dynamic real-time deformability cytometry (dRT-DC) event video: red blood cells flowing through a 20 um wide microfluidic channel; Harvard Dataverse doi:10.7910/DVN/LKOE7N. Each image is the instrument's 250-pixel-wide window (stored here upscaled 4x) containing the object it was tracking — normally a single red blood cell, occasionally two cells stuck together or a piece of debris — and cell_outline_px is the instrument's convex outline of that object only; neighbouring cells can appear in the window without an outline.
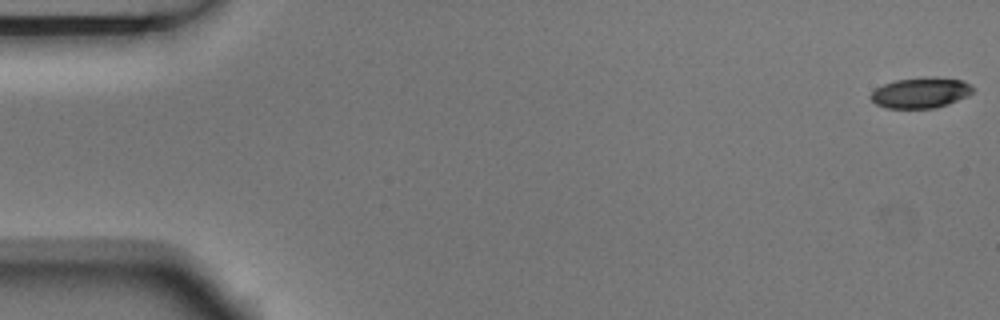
{"species": "Egyptian fruit bat (a non-hibernating species)", "species_latin": "Rousettus aegyptiacus", "temperature_condition": "room temperature", "stored_images_in_passage": 6, "camera_frame_rate_fps": 3000, "um_per_image_px": 0.085, "animal": {"sex": "male"}, "frame": {"image": 1, "passage_image": 1, "time_ms": 0.0, "image_size_px": [1000, 320], "cell_outline_px": [[976, 88], [968, 96], [948, 104], [936, 108], [884, 108], [876, 104], [868, 96], [876, 88], [884, 84], [896, 80], [964, 80], [972, 84]], "centroid_in_image_um": [78.25, 7.94], "position_along_channel_um": 6.7, "area_um2": 17.51}}
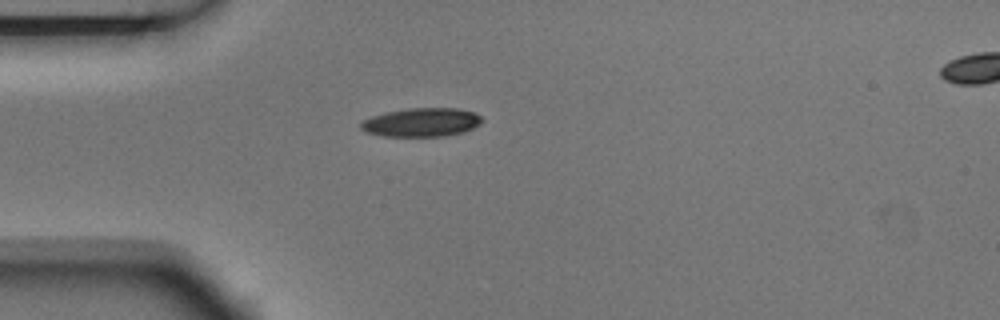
{"frame": {"image": 2, "passage_image": 5, "time_ms": 1.333, "image_size_px": [1000, 320], "cell_outline_px": [[484, 120], [480, 124], [464, 132], [444, 136], [384, 136], [368, 132], [360, 128], [360, 124], [364, 120], [372, 116], [388, 112], [408, 108], [456, 108], [472, 112], [480, 116]], "centroid_in_image_um": [35.85, 10.4], "position_along_channel_um": 49.1, "area_um2": 20.06}}